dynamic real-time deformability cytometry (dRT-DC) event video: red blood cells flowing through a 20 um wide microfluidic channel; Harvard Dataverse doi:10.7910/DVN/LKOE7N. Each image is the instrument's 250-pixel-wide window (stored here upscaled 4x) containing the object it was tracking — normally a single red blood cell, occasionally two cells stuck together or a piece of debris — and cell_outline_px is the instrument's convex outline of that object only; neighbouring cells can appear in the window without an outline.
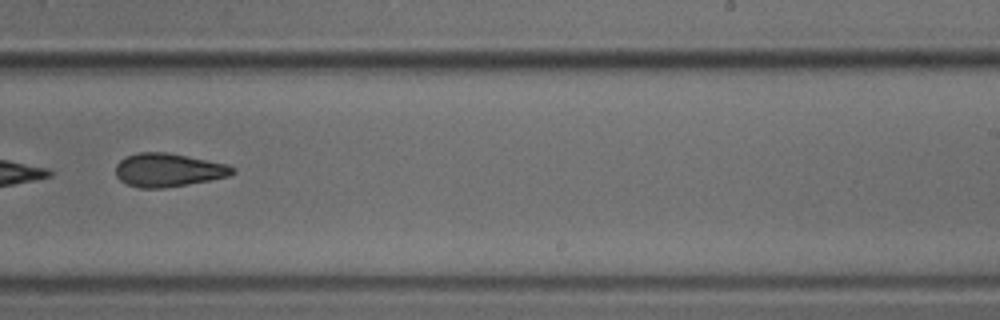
{"species": "common noctule bat (a hibernating species)", "species_latin": "Nyctalus noctula", "temperature_condition": "cold", "stored_images_in_passage": 46, "camera_frame_rate_fps": 3000, "um_per_image_px": 0.085, "animal": {"sex": "male", "body_mass_g": 18.8}, "frame": {"image": 1, "passage_image": 32, "time_ms": 10.333, "image_size_px": [1000, 320], "cell_outline_px": [[236, 172], [228, 176], [188, 184], [164, 188], [140, 188], [128, 184], [120, 180], [116, 176], [116, 164], [120, 160], [136, 152], [168, 152], [228, 164], [236, 168]], "centroid_in_image_um": [14.31, 14.44], "position_along_channel_um": 274.7, "area_um2": 22.77}}